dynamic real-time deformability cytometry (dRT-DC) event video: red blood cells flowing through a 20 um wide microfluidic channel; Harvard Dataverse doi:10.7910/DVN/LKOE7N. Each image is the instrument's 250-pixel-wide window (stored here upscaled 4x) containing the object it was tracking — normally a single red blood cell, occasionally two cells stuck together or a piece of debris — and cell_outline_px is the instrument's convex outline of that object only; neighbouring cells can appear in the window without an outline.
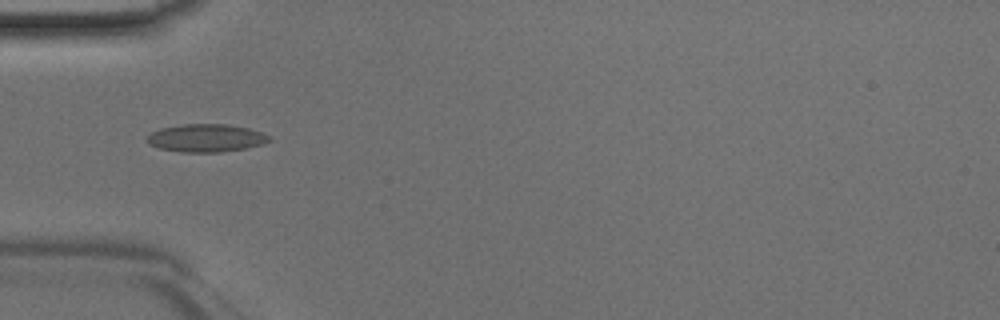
{"species": "Egyptian fruit bat (a non-hibernating species)", "species_latin": "Rousettus aegyptiacus", "temperature_condition": "room temperature", "stored_images_in_passage": 32, "camera_frame_rate_fps": 3000, "um_per_image_px": 0.085, "animal": {"sex": "male"}, "frame": {"image": 1, "passage_image": 1, "time_ms": 0.0, "image_size_px": [1000, 320], "cell_outline_px": [[272, 140], [260, 144], [244, 148], [220, 152], [180, 152], [160, 148], [148, 144], [144, 140], [152, 132], [160, 128], [180, 124], [228, 124], [248, 128], [260, 132], [268, 136]], "centroid_in_image_um": [17.45, 11.72], "position_along_channel_um": 67.5, "area_um2": 19.77}}
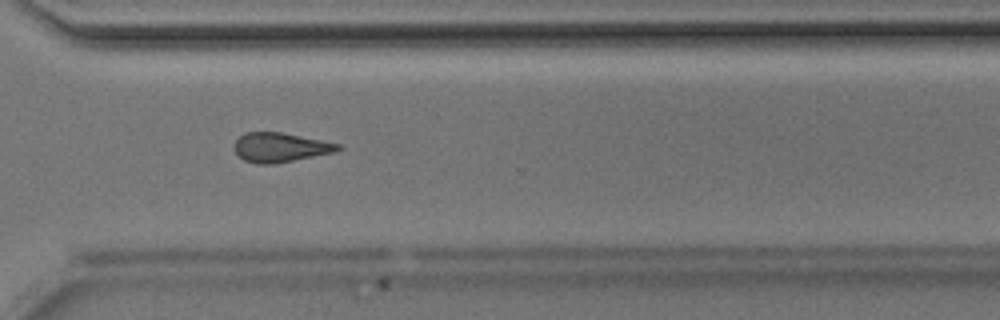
{"frame": {"image": 2, "passage_image": 20, "time_ms": 6.333, "image_size_px": [1000, 320], "cell_outline_px": [[344, 148], [336, 152], [276, 164], [256, 164], [244, 160], [232, 148], [236, 140], [244, 132], [280, 132], [340, 144]], "centroid_in_image_um": [23.82, 12.54], "position_along_channel_um": 346.8, "area_um2": 17.86}}
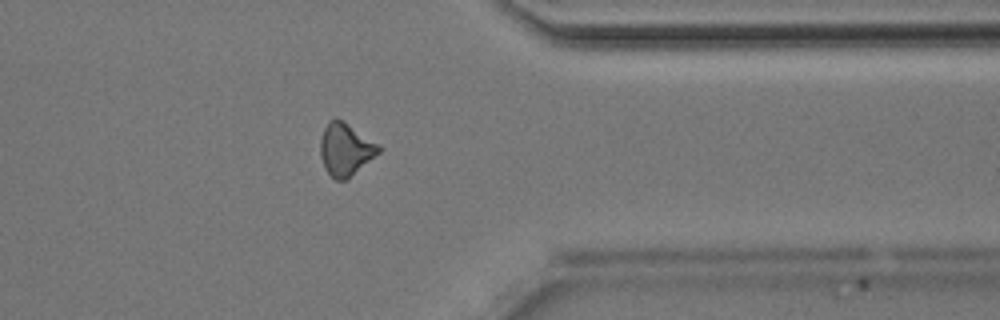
{"frame": {"image": 3, "passage_image": 23, "time_ms": 7.333, "image_size_px": [1000, 320], "cell_outline_px": [[384, 148], [380, 152], [344, 180], [336, 180], [324, 168], [320, 156], [320, 140], [324, 128], [328, 120], [344, 120], [380, 144]], "centroid_in_image_um": [29.38, 12.66], "position_along_channel_um": 382.0, "area_um2": 17.8}}